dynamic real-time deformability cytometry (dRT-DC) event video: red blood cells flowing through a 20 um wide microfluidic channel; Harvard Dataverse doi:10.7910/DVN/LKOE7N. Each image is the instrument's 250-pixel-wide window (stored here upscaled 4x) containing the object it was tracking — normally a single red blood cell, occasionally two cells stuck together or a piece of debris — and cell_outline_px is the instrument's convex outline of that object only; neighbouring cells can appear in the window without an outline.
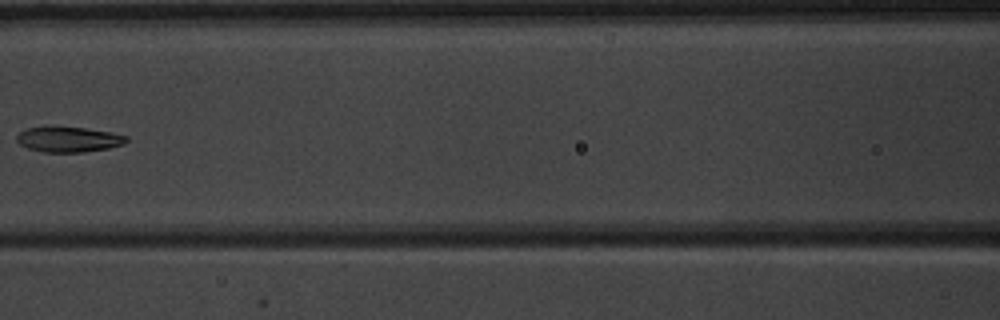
{"species": "common noctule bat (a hibernating species)", "species_latin": "Nyctalus noctula", "temperature_condition": "warm", "stored_images_in_passage": 8, "camera_frame_rate_fps": 3000, "um_per_image_px": 0.085, "animal": {"sex": "male", "body_mass_g": 20.1, "forearm_length_mm": 53.5}, "frame": {"image": 1, "passage_image": 7, "time_ms": 7.333, "image_size_px": [1000, 320], "cell_outline_px": [[128, 140], [124, 144], [108, 148], [84, 152], [44, 152], [28, 148], [20, 144], [16, 140], [16, 136], [20, 132], [28, 128], [48, 124], [84, 128], [112, 132], [128, 136]], "centroid_in_image_um": [5.81, 11.81], "position_along_channel_um": 160.8, "area_um2": 16.65}}
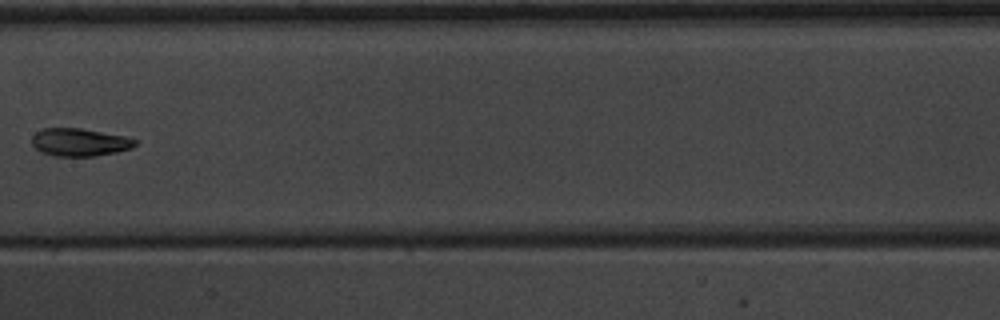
{"frame": {"image": 2, "passage_image": 8, "time_ms": 8.333, "image_size_px": [1000, 320], "cell_outline_px": [[136, 144], [132, 148], [116, 152], [96, 156], [52, 156], [40, 152], [32, 144], [32, 136], [36, 132], [44, 128], [80, 128], [124, 136], [136, 140]], "centroid_in_image_um": [6.74, 12.1], "position_along_channel_um": 200.7, "area_um2": 16.7}}